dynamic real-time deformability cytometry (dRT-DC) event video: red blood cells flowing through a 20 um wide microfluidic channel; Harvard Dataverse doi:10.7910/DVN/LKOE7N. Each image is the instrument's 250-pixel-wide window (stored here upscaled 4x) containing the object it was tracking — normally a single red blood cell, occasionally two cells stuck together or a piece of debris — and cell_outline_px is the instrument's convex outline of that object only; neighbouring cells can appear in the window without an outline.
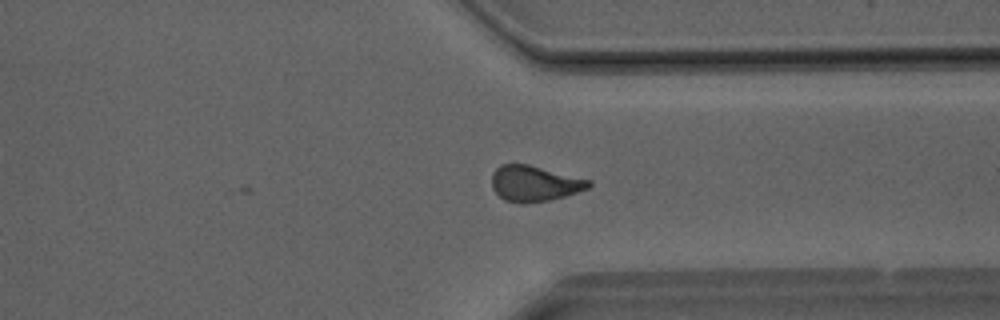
{"species": "Egyptian fruit bat (a non-hibernating species)", "species_latin": "Rousettus aegyptiacus", "temperature_condition": "room temperature", "stored_images_in_passage": 33, "camera_frame_rate_fps": 3000, "um_per_image_px": 0.085, "animal": {"sex": "male"}, "frame": {"image": 1, "passage_image": 28, "time_ms": 9.0, "image_size_px": [1000, 320], "cell_outline_px": [[592, 184], [588, 188], [564, 196], [548, 200], [504, 200], [492, 188], [492, 172], [500, 164], [528, 164], [592, 180]], "centroid_in_image_um": [45.44, 15.54], "position_along_channel_um": 366.0, "area_um2": 19.54}}
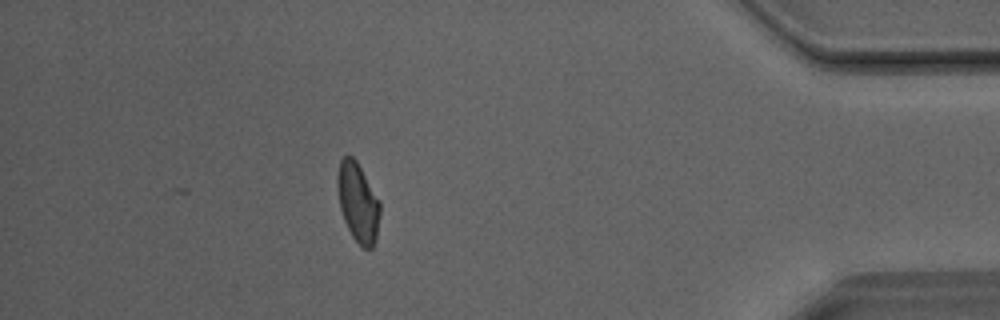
{"frame": {"image": 2, "passage_image": 33, "time_ms": 10.667, "image_size_px": [1000, 320], "cell_outline_px": [[380, 212], [376, 240], [372, 248], [364, 248], [352, 236], [344, 220], [340, 208], [336, 184], [336, 176], [340, 160], [344, 156], [352, 156], [356, 160], [380, 200]], "centroid_in_image_um": [30.42, 17.18], "position_along_channel_um": 404.8, "area_um2": 19.71}}